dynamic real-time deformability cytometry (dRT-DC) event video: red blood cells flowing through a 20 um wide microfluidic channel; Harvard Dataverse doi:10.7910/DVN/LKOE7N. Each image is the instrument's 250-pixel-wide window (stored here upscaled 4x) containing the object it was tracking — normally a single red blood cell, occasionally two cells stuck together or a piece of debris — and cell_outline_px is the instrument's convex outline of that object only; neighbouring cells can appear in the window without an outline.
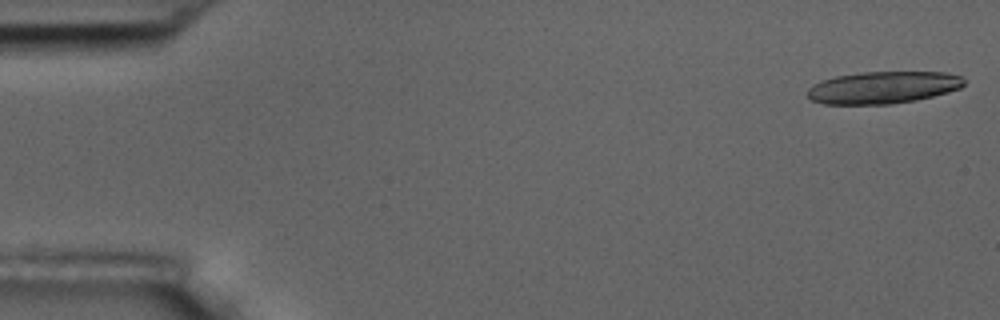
{"species": "common noctule bat (a hibernating species)", "species_latin": "Nyctalus noctula", "temperature_condition": "room temperature", "stored_images_in_passage": 21, "camera_frame_rate_fps": 3000, "um_per_image_px": 0.085, "animal": {"sex": "male", "body_mass_g": 17.5, "forearm_length_mm": 52.3}, "frame": {"image": 1, "passage_image": 1, "time_ms": 0.0, "image_size_px": [1000, 320], "cell_outline_px": [[964, 84], [960, 88], [948, 92], [916, 100], [888, 104], [824, 104], [812, 100], [808, 96], [808, 88], [812, 84], [820, 80], [836, 76], [864, 72], [948, 72], [964, 76]], "centroid_in_image_um": [75.07, 7.43], "position_along_channel_um": 9.9, "area_um2": 29.42}}